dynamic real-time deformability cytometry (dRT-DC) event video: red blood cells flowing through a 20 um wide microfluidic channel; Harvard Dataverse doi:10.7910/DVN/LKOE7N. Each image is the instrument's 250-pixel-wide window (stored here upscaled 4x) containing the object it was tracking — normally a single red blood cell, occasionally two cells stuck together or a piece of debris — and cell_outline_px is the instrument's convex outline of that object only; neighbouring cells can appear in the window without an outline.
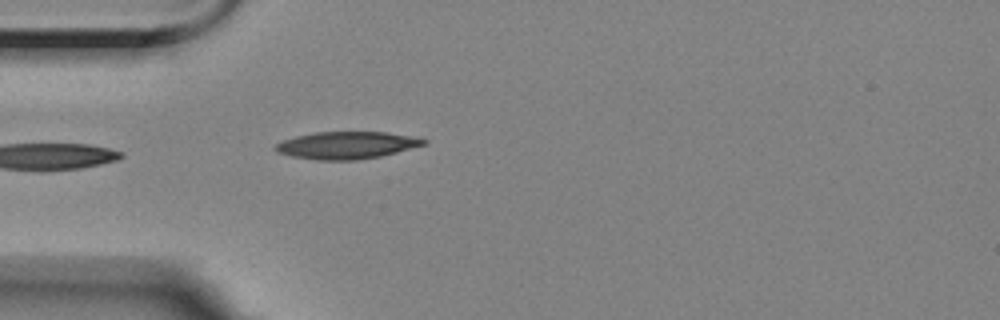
{"species": "Egyptian fruit bat (a non-hibernating species)", "species_latin": "Rousettus aegyptiacus", "temperature_condition": "room temperature", "stored_images_in_passage": 3, "camera_frame_rate_fps": 3000, "um_per_image_px": 0.085, "animal": {"sex": "female"}, "frame": {"image": 1, "passage_image": 3, "time_ms": 4.667, "image_size_px": [1000, 320], "cell_outline_px": [[428, 144], [380, 156], [356, 160], [316, 160], [292, 156], [276, 152], [272, 148], [276, 144], [284, 140], [296, 136], [316, 132], [384, 132], [408, 136], [428, 140]], "centroid_in_image_um": [29.44, 12.35], "position_along_channel_um": 55.6, "area_um2": 23.41}}